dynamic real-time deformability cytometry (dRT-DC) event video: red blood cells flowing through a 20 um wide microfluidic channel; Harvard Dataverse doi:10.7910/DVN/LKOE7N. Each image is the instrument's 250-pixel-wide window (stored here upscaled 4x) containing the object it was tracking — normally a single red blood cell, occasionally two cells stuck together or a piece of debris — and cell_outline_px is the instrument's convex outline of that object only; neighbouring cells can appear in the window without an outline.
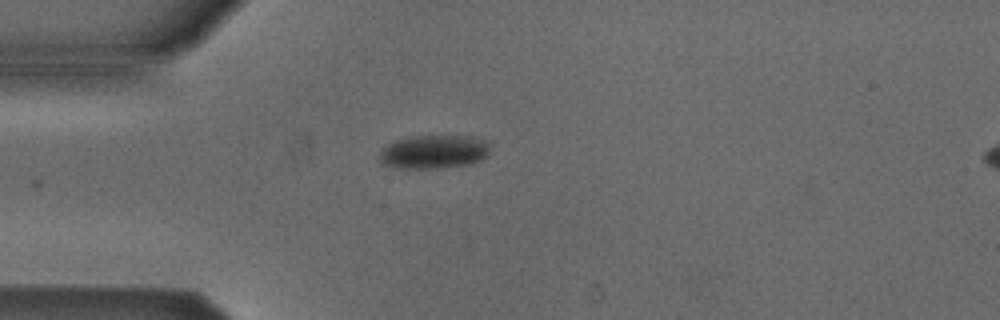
{"species": "Egyptian fruit bat (a non-hibernating species)", "species_latin": "Rousettus aegyptiacus", "temperature_condition": "cold", "stored_images_in_passage": 1, "camera_frame_rate_fps": 3000, "um_per_image_px": 0.085, "animal": {"sex": "male"}, "frame": {"image": 1, "passage_image": 1, "time_ms": 0.0, "image_size_px": [1000, 320], "cell_outline_px": [[488, 156], [480, 160], [468, 164], [440, 168], [392, 168], [380, 164], [380, 152], [388, 144], [396, 140], [412, 136], [472, 136], [484, 140], [488, 144]], "centroid_in_image_um": [36.85, 12.91], "position_along_channel_um": 48.2, "area_um2": 21.68}}